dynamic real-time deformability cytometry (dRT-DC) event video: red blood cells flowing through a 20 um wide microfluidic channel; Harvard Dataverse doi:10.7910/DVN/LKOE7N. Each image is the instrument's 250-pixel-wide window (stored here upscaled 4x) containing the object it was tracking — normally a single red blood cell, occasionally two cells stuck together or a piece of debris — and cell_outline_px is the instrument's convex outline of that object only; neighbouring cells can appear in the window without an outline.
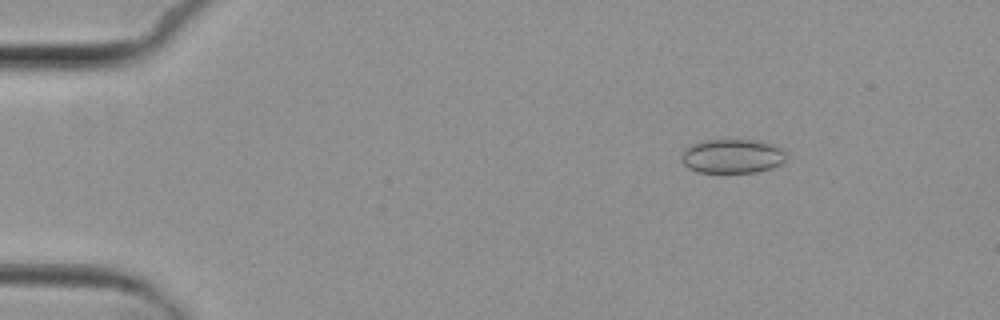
{"species": "common noctule bat (a hibernating species)", "species_latin": "Nyctalus noctula", "temperature_condition": "cold", "stored_images_in_passage": 6, "camera_frame_rate_fps": 3000, "um_per_image_px": 0.085, "animal": {"sex": "female", "body_mass_g": 29.2, "forearm_length_mm": 56.3}, "frame": {"image": 1, "passage_image": 3, "time_ms": 2.333, "image_size_px": [1000, 320], "cell_outline_px": [[788, 156], [780, 164], [772, 168], [756, 172], [700, 172], [688, 168], [680, 160], [680, 156], [684, 148], [692, 144], [704, 140], [760, 140], [784, 148]], "centroid_in_image_um": [62.26, 13.26], "position_along_channel_um": 22.7, "area_um2": 21.15}}
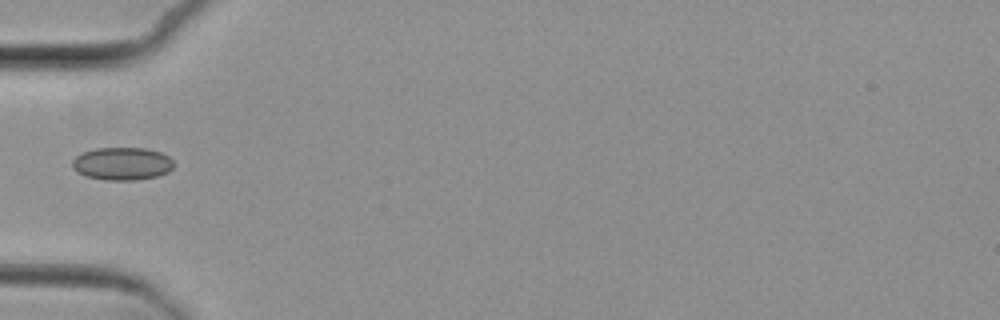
{"frame": {"image": 2, "passage_image": 6, "time_ms": 6.0, "image_size_px": [1000, 320], "cell_outline_px": [[176, 164], [168, 172], [156, 176], [136, 180], [104, 180], [88, 176], [76, 172], [72, 168], [72, 160], [76, 156], [84, 152], [96, 148], [144, 148], [160, 152], [168, 156]], "centroid_in_image_um": [10.38, 13.91], "position_along_channel_um": 74.6, "area_um2": 19.42}}